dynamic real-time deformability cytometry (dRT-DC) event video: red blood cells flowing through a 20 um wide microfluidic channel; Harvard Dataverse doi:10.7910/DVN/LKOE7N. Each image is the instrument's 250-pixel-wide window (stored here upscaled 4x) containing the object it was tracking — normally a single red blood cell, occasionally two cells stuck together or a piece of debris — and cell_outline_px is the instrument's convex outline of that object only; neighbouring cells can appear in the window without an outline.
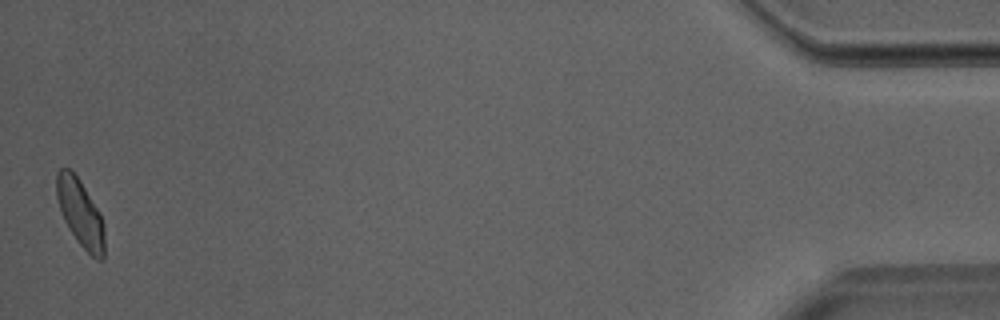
{"species": "Egyptian fruit bat (a non-hibernating species)", "species_latin": "Rousettus aegyptiacus", "temperature_condition": "room temperature", "stored_images_in_passage": 47, "camera_frame_rate_fps": 3000, "um_per_image_px": 0.085, "animal": {"sex": "male"}, "frame": {"image": 1, "passage_image": 47, "time_ms": 15.333, "image_size_px": [1000, 320], "cell_outline_px": [[104, 260], [96, 260], [80, 244], [68, 228], [64, 220], [56, 196], [56, 172], [60, 168], [68, 168], [80, 180], [100, 212], [104, 224]], "centroid_in_image_um": [6.84, 18.11], "position_along_channel_um": 428.4, "area_um2": 18.79}}